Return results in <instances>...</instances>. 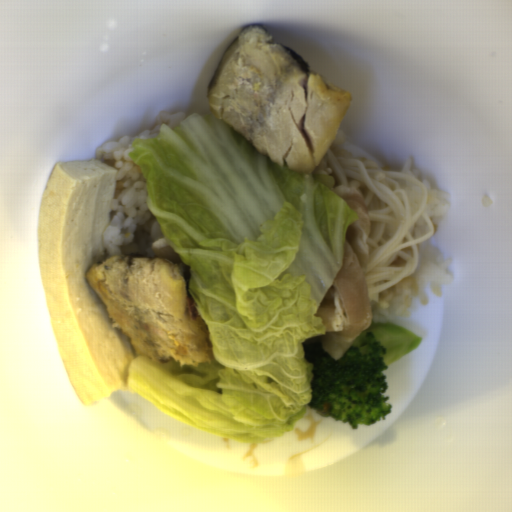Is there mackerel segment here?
Masks as SVG:
<instances>
[{"label": "mackerel segment", "instance_id": "mackerel-segment-1", "mask_svg": "<svg viewBox=\"0 0 512 512\" xmlns=\"http://www.w3.org/2000/svg\"><path fill=\"white\" fill-rule=\"evenodd\" d=\"M206 98L214 117L257 152L305 175L331 148L351 95L255 23L243 27L224 51Z\"/></svg>", "mask_w": 512, "mask_h": 512}, {"label": "mackerel segment", "instance_id": "mackerel-segment-2", "mask_svg": "<svg viewBox=\"0 0 512 512\" xmlns=\"http://www.w3.org/2000/svg\"><path fill=\"white\" fill-rule=\"evenodd\" d=\"M87 284L136 357L182 366L213 361L208 330L178 266L157 256L116 255L91 265Z\"/></svg>", "mask_w": 512, "mask_h": 512}]
</instances>
